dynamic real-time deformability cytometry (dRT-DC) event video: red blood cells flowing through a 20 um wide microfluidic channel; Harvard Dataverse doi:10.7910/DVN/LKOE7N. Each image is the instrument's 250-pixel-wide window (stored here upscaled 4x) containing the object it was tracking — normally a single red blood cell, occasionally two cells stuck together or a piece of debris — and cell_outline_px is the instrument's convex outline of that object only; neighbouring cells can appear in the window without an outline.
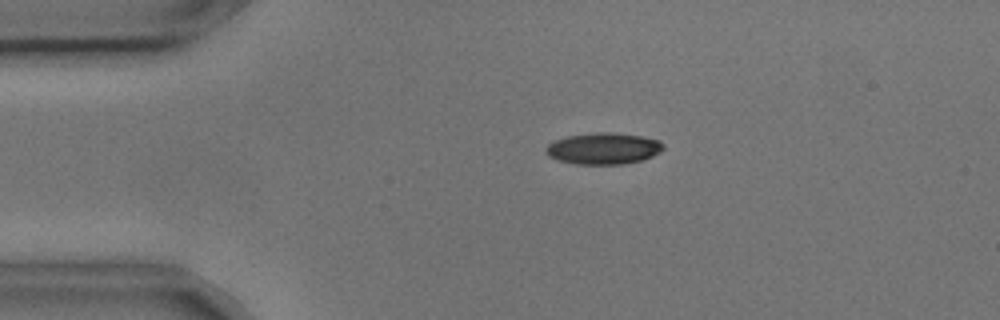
{"species": "common noctule bat (a hibernating species)", "species_latin": "Nyctalus noctula", "temperature_condition": "cold", "stored_images_in_passage": 5, "camera_frame_rate_fps": 3000, "um_per_image_px": 0.085, "animal": {"sex": "male", "body_mass_g": 17.9, "forearm_length_mm": 54.2}, "frame": {"image": 1, "passage_image": 4, "time_ms": 1.0, "image_size_px": [1000, 320], "cell_outline_px": [[664, 148], [660, 152], [652, 156], [640, 160], [624, 164], [576, 164], [556, 160], [548, 156], [544, 148], [548, 144], [556, 140], [568, 136], [596, 132], [612, 132], [640, 136], [660, 140], [664, 144]], "centroid_in_image_um": [51.28, 12.62], "position_along_channel_um": 33.7, "area_um2": 21.56}}